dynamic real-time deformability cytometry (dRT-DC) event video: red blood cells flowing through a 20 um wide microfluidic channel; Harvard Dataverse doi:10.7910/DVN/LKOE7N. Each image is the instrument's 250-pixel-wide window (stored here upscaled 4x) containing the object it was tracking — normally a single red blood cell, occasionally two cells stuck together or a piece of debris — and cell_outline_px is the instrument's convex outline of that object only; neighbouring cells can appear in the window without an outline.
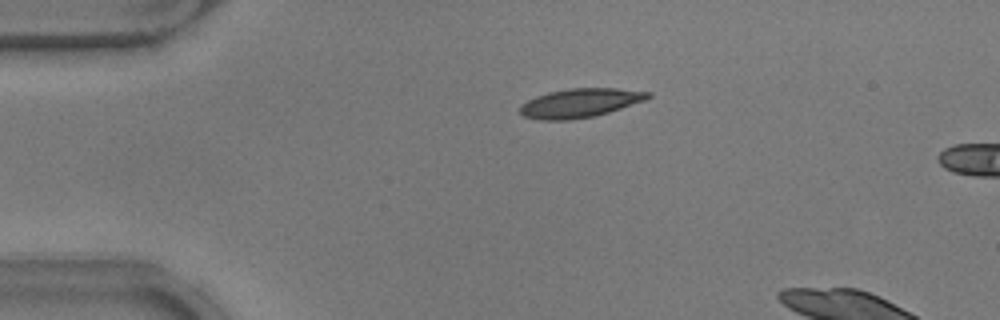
{"species": "common noctule bat (a hibernating species)", "species_latin": "Nyctalus noctula", "temperature_condition": "warm", "stored_images_in_passage": 4, "camera_frame_rate_fps": 3000, "um_per_image_px": 0.085, "animal": {"sex": "male", "body_mass_g": 17.9}, "frame": {"image": 1, "passage_image": 2, "time_ms": 0.333, "image_size_px": [1000, 320], "cell_outline_px": [[652, 96], [644, 100], [608, 112], [592, 116], [568, 120], [540, 120], [524, 116], [520, 112], [520, 104], [536, 96], [548, 92], [568, 88], [616, 88], [652, 92]], "centroid_in_image_um": [49.28, 8.74], "position_along_channel_um": 35.7, "area_um2": 21.44}}